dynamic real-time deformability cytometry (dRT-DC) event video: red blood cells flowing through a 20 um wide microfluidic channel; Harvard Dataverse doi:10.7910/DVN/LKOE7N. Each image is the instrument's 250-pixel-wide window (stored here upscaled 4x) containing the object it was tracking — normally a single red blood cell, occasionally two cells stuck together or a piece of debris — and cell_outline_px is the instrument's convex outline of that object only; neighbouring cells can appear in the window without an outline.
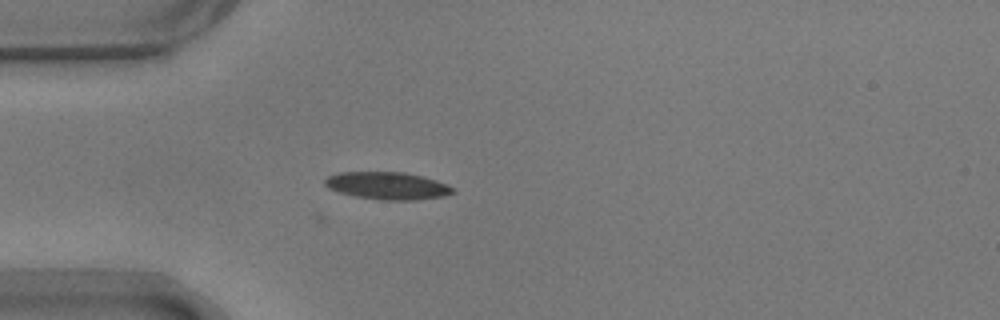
{"species": "common noctule bat (a hibernating species)", "species_latin": "Nyctalus noctula", "temperature_condition": "warm", "stored_images_in_passage": 41, "camera_frame_rate_fps": 3000, "um_per_image_px": 0.085, "animal": {"sex": "male", "body_mass_g": 17.9}, "frame": {"image": 1, "passage_image": 1, "time_ms": 0.0, "image_size_px": [1000, 320], "cell_outline_px": [[456, 192], [444, 196], [416, 200], [384, 200], [356, 196], [340, 192], [328, 188], [324, 184], [324, 180], [328, 176], [340, 172], [404, 172], [436, 180], [456, 188]], "centroid_in_image_um": [32.96, 15.79], "position_along_channel_um": 52.0, "area_um2": 20.4}}
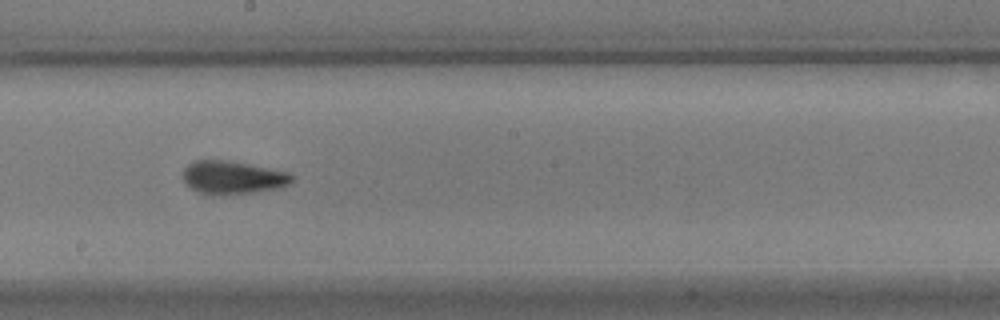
{"frame": {"image": 2, "passage_image": 16, "time_ms": 5.0, "image_size_px": [1000, 320], "cell_outline_px": [[296, 176], [288, 184], [280, 188], [252, 192], [212, 196], [204, 196], [192, 188], [184, 180], [184, 168], [188, 164], [196, 160], [228, 160], [288, 172]], "centroid_in_image_um": [19.78, 15.1], "position_along_channel_um": 228.4, "area_um2": 21.1}}
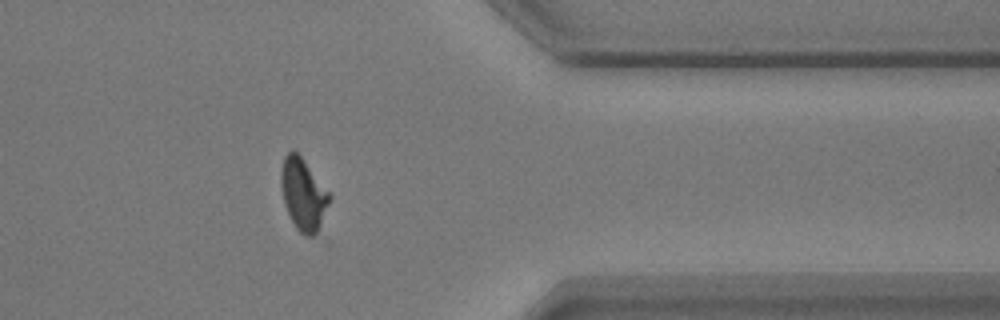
{"frame": {"image": 3, "passage_image": 30, "time_ms": 9.667, "image_size_px": [1000, 320], "cell_outline_px": [[332, 196], [320, 236], [304, 236], [296, 228], [284, 204], [280, 184], [280, 172], [284, 156], [292, 148], [300, 156]], "centroid_in_image_um": [25.81, 16.6], "position_along_channel_um": 385.6, "area_um2": 20.75}, "authors_computed_cell_mechanics": {"area_um2": 20.23, "velocity_mm_per_s": 3.6848, "shape_relaxation_time_tau1_ms": 2.6861, "shape_relaxation_time_tau2_ms": 1.47, "deformation_change_tau1": 0.1551, "deformation_change_tau2": 0.0822}}